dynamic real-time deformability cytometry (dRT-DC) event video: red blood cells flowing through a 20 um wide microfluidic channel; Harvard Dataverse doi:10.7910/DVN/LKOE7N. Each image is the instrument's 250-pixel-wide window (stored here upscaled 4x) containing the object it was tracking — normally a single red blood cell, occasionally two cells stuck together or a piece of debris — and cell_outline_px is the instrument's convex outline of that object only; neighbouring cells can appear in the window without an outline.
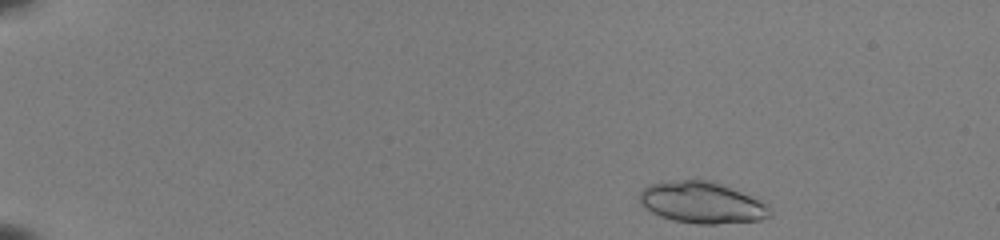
{"species": "common noctule bat (a hibernating species)", "species_latin": "Nyctalus noctula", "temperature_condition": "room temperature", "stored_images_in_passage": 45, "camera_frame_rate_fps": 3000, "um_per_image_px": 0.085, "animal": {"sex": "female", "body_mass_g": 22.0, "forearm_length_mm": 56.7}, "frame": {"image": 1, "passage_image": 1, "time_ms": 0.0, "image_size_px": [1000, 240], "cell_outline_px": [[772, 216], [760, 220], [716, 224], [696, 224], [676, 220], [660, 216], [652, 212], [640, 200], [640, 192], [648, 184], [664, 180], [712, 180], [740, 192], [764, 204], [772, 212]], "centroid_in_image_um": [59.64, 17.21], "position_along_channel_um": 25.4, "area_um2": 31.04}}